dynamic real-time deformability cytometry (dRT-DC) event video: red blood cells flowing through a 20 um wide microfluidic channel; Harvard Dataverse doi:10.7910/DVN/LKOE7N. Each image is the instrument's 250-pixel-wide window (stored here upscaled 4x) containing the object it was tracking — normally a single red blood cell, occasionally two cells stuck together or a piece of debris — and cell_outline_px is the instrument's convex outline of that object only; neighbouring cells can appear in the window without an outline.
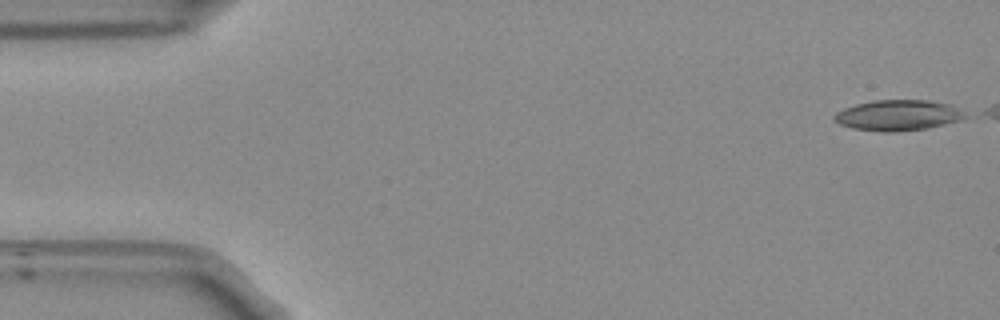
{"species": "Egyptian fruit bat (a non-hibernating species)", "species_latin": "Rousettus aegyptiacus", "temperature_condition": "room temperature", "stored_images_in_passage": 16, "camera_frame_rate_fps": 3000, "um_per_image_px": 0.085, "frame": {"image": 1, "passage_image": 1, "time_ms": 0.0, "image_size_px": [1000, 320], "cell_outline_px": [[968, 116], [960, 120], [928, 128], [896, 132], [880, 132], [852, 128], [840, 124], [832, 120], [832, 116], [836, 112], [844, 108], [856, 104], [872, 100], [928, 100], [952, 104]], "centroid_in_image_um": [76.3, 9.8], "position_along_channel_um": 8.7, "area_um2": 23.58}}